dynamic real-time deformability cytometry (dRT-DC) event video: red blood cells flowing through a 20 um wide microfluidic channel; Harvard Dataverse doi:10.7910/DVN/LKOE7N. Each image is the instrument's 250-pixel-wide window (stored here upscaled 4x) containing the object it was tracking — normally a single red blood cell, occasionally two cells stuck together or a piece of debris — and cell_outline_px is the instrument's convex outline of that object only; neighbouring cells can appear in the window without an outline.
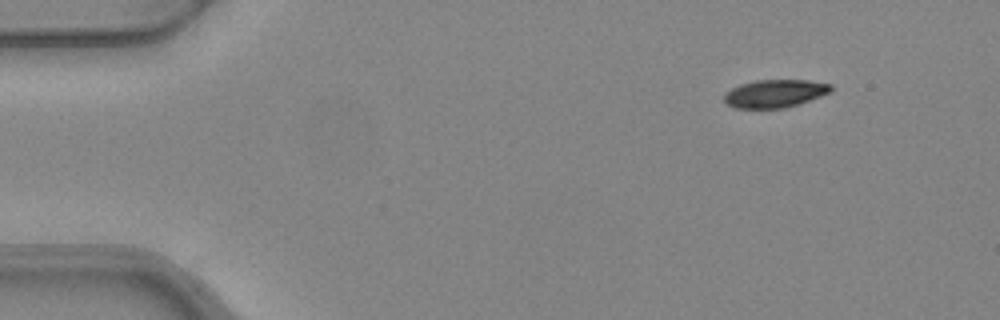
{"species": "common noctule bat (a hibernating species)", "species_latin": "Nyctalus noctula", "temperature_condition": "warm", "stored_images_in_passage": 5, "segment_of_instrument_passage": [1, 2], "camera_frame_rate_fps": 3000, "um_per_image_px": 0.085, "animal": {"sex": "female", "body_mass_g": 24.6, "forearm_length_mm": 56.2}, "frame": {"image": 1, "passage_image": 1, "time_ms": 0.0, "image_size_px": [1000, 320], "cell_outline_px": [[832, 92], [800, 104], [784, 108], [732, 108], [724, 100], [724, 92], [740, 84], [756, 80], [808, 80], [832, 84]], "centroid_in_image_um": [65.88, 7.95], "position_along_channel_um": 19.1, "area_um2": 17.57}}
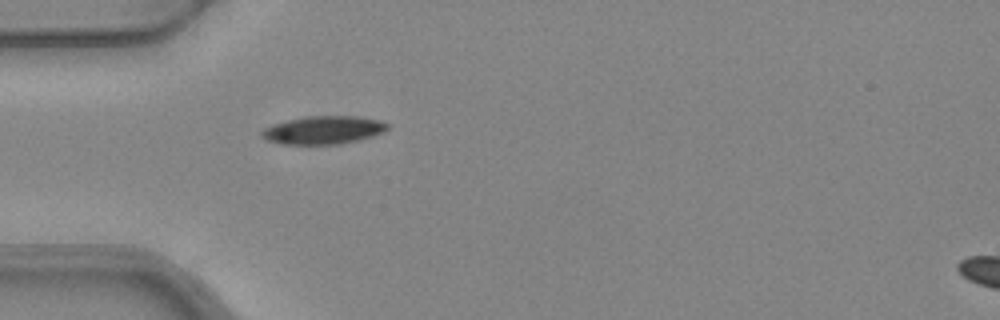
{"frame": {"image": 2, "passage_image": 4, "time_ms": 1.0, "image_size_px": [1000, 320], "cell_outline_px": [[388, 128], [380, 132], [356, 140], [340, 144], [280, 144], [264, 140], [260, 136], [260, 132], [264, 128], [272, 124], [288, 120], [308, 116], [352, 116], [376, 120], [388, 124]], "centroid_in_image_um": [27.36, 11.06], "position_along_channel_um": 57.6, "area_um2": 20.23}}